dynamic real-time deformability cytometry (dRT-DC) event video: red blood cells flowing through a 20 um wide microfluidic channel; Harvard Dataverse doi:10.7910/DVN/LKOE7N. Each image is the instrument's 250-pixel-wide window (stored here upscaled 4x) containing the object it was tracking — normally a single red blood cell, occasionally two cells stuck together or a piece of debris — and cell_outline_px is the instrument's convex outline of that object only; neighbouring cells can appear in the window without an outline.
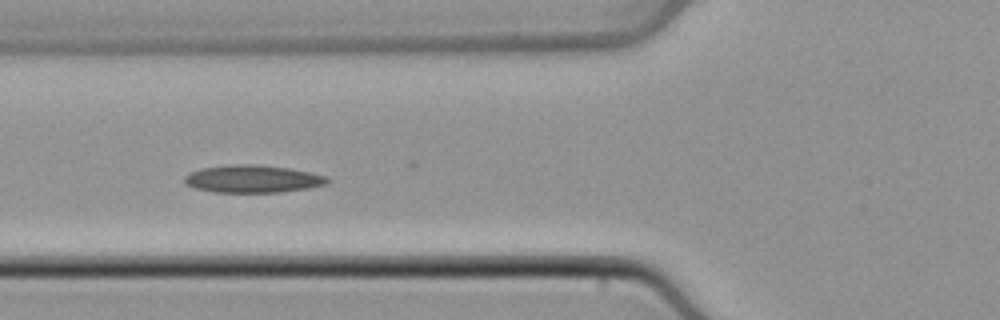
{"species": "common noctule bat (a hibernating species)", "species_latin": "Nyctalus noctula", "temperature_condition": "cold", "stored_images_in_passage": 36, "camera_frame_rate_fps": 3000, "um_per_image_px": 0.085, "animal": {"sex": "male", "body_mass_g": 21.5, "forearm_length_mm": 52.0}, "frame": {"image": 1, "passage_image": 6, "time_ms": 1.667, "image_size_px": [1000, 320], "cell_outline_px": [[332, 180], [328, 184], [308, 188], [280, 192], [216, 192], [196, 188], [184, 184], [184, 176], [188, 172], [200, 168], [228, 164], [260, 164], [292, 168], [312, 172], [324, 176]], "centroid_in_image_um": [21.48, 15.19], "position_along_channel_um": 104.3, "area_um2": 23.35}}